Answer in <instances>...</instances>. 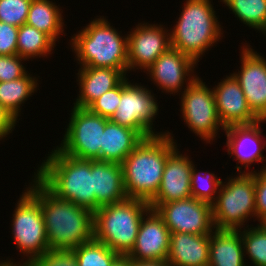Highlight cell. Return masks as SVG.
<instances>
[{
    "label": "cell",
    "mask_w": 266,
    "mask_h": 266,
    "mask_svg": "<svg viewBox=\"0 0 266 266\" xmlns=\"http://www.w3.org/2000/svg\"><path fill=\"white\" fill-rule=\"evenodd\" d=\"M27 61L19 55H0V82L17 80L25 76L28 71L23 64Z\"/></svg>",
    "instance_id": "e575fe53"
},
{
    "label": "cell",
    "mask_w": 266,
    "mask_h": 266,
    "mask_svg": "<svg viewBox=\"0 0 266 266\" xmlns=\"http://www.w3.org/2000/svg\"><path fill=\"white\" fill-rule=\"evenodd\" d=\"M170 244V230L162 217L150 209L142 218L136 242L127 255L134 261H166Z\"/></svg>",
    "instance_id": "e0dca14e"
},
{
    "label": "cell",
    "mask_w": 266,
    "mask_h": 266,
    "mask_svg": "<svg viewBox=\"0 0 266 266\" xmlns=\"http://www.w3.org/2000/svg\"><path fill=\"white\" fill-rule=\"evenodd\" d=\"M261 123H266V120H260L252 125H232L225 128L223 131L226 135V150L227 154L231 155L233 161H237L236 173L245 172L252 163L266 162V156H263L266 141L262 136ZM263 140V141H262ZM245 170L242 171L241 165ZM239 165V166H238Z\"/></svg>",
    "instance_id": "2e32d148"
},
{
    "label": "cell",
    "mask_w": 266,
    "mask_h": 266,
    "mask_svg": "<svg viewBox=\"0 0 266 266\" xmlns=\"http://www.w3.org/2000/svg\"><path fill=\"white\" fill-rule=\"evenodd\" d=\"M28 266H78L73 250L49 249Z\"/></svg>",
    "instance_id": "d6a6232c"
},
{
    "label": "cell",
    "mask_w": 266,
    "mask_h": 266,
    "mask_svg": "<svg viewBox=\"0 0 266 266\" xmlns=\"http://www.w3.org/2000/svg\"><path fill=\"white\" fill-rule=\"evenodd\" d=\"M260 171H262L266 175V164H263Z\"/></svg>",
    "instance_id": "b9f144b4"
},
{
    "label": "cell",
    "mask_w": 266,
    "mask_h": 266,
    "mask_svg": "<svg viewBox=\"0 0 266 266\" xmlns=\"http://www.w3.org/2000/svg\"><path fill=\"white\" fill-rule=\"evenodd\" d=\"M48 153L34 176L56 197L94 213L93 160L74 158L57 148Z\"/></svg>",
    "instance_id": "6da1fadb"
},
{
    "label": "cell",
    "mask_w": 266,
    "mask_h": 266,
    "mask_svg": "<svg viewBox=\"0 0 266 266\" xmlns=\"http://www.w3.org/2000/svg\"><path fill=\"white\" fill-rule=\"evenodd\" d=\"M150 209L149 202L133 198L100 207L94 212V238L120 256H127Z\"/></svg>",
    "instance_id": "52a82bcc"
},
{
    "label": "cell",
    "mask_w": 266,
    "mask_h": 266,
    "mask_svg": "<svg viewBox=\"0 0 266 266\" xmlns=\"http://www.w3.org/2000/svg\"><path fill=\"white\" fill-rule=\"evenodd\" d=\"M255 172V209L256 220H260L266 215V175L257 170H248L247 172Z\"/></svg>",
    "instance_id": "8d00e7d4"
},
{
    "label": "cell",
    "mask_w": 266,
    "mask_h": 266,
    "mask_svg": "<svg viewBox=\"0 0 266 266\" xmlns=\"http://www.w3.org/2000/svg\"><path fill=\"white\" fill-rule=\"evenodd\" d=\"M239 21L255 30L266 23V0H221Z\"/></svg>",
    "instance_id": "83f0119b"
},
{
    "label": "cell",
    "mask_w": 266,
    "mask_h": 266,
    "mask_svg": "<svg viewBox=\"0 0 266 266\" xmlns=\"http://www.w3.org/2000/svg\"><path fill=\"white\" fill-rule=\"evenodd\" d=\"M143 139L136 130L109 119L103 132L101 154L96 160L122 164Z\"/></svg>",
    "instance_id": "603a6c76"
},
{
    "label": "cell",
    "mask_w": 266,
    "mask_h": 266,
    "mask_svg": "<svg viewBox=\"0 0 266 266\" xmlns=\"http://www.w3.org/2000/svg\"><path fill=\"white\" fill-rule=\"evenodd\" d=\"M31 181L15 204L11 220L12 238L19 254H23L26 260L15 262L12 258H7L0 261V266H28L35 258L49 250L46 227L39 204V180L34 176Z\"/></svg>",
    "instance_id": "8992f818"
},
{
    "label": "cell",
    "mask_w": 266,
    "mask_h": 266,
    "mask_svg": "<svg viewBox=\"0 0 266 266\" xmlns=\"http://www.w3.org/2000/svg\"><path fill=\"white\" fill-rule=\"evenodd\" d=\"M71 108L63 139L56 148L74 158L96 160L101 154L103 132L109 118L94 114L88 108Z\"/></svg>",
    "instance_id": "8fae6325"
},
{
    "label": "cell",
    "mask_w": 266,
    "mask_h": 266,
    "mask_svg": "<svg viewBox=\"0 0 266 266\" xmlns=\"http://www.w3.org/2000/svg\"><path fill=\"white\" fill-rule=\"evenodd\" d=\"M50 0H32L26 24L47 34L55 43L60 35H65L63 10Z\"/></svg>",
    "instance_id": "d4e9b609"
},
{
    "label": "cell",
    "mask_w": 266,
    "mask_h": 266,
    "mask_svg": "<svg viewBox=\"0 0 266 266\" xmlns=\"http://www.w3.org/2000/svg\"><path fill=\"white\" fill-rule=\"evenodd\" d=\"M128 70L103 67H80L77 73L79 94L73 103L78 108H88L105 92L117 87L126 77Z\"/></svg>",
    "instance_id": "ffe728a7"
},
{
    "label": "cell",
    "mask_w": 266,
    "mask_h": 266,
    "mask_svg": "<svg viewBox=\"0 0 266 266\" xmlns=\"http://www.w3.org/2000/svg\"><path fill=\"white\" fill-rule=\"evenodd\" d=\"M264 36H266V23L265 26L260 30Z\"/></svg>",
    "instance_id": "7bdbcfd3"
},
{
    "label": "cell",
    "mask_w": 266,
    "mask_h": 266,
    "mask_svg": "<svg viewBox=\"0 0 266 266\" xmlns=\"http://www.w3.org/2000/svg\"><path fill=\"white\" fill-rule=\"evenodd\" d=\"M244 256L241 229L210 234L209 266H248Z\"/></svg>",
    "instance_id": "cb8c5ba5"
},
{
    "label": "cell",
    "mask_w": 266,
    "mask_h": 266,
    "mask_svg": "<svg viewBox=\"0 0 266 266\" xmlns=\"http://www.w3.org/2000/svg\"><path fill=\"white\" fill-rule=\"evenodd\" d=\"M121 99V83L110 91L105 92L98 99H96L88 109L100 116L111 118L116 112Z\"/></svg>",
    "instance_id": "836d02e7"
},
{
    "label": "cell",
    "mask_w": 266,
    "mask_h": 266,
    "mask_svg": "<svg viewBox=\"0 0 266 266\" xmlns=\"http://www.w3.org/2000/svg\"><path fill=\"white\" fill-rule=\"evenodd\" d=\"M93 191L96 210L126 200L123 168L121 164L93 160Z\"/></svg>",
    "instance_id": "7402d4cb"
},
{
    "label": "cell",
    "mask_w": 266,
    "mask_h": 266,
    "mask_svg": "<svg viewBox=\"0 0 266 266\" xmlns=\"http://www.w3.org/2000/svg\"><path fill=\"white\" fill-rule=\"evenodd\" d=\"M171 132L143 139L122 162L128 198L149 202L160 187L168 157L178 148Z\"/></svg>",
    "instance_id": "7a4b0ae2"
},
{
    "label": "cell",
    "mask_w": 266,
    "mask_h": 266,
    "mask_svg": "<svg viewBox=\"0 0 266 266\" xmlns=\"http://www.w3.org/2000/svg\"><path fill=\"white\" fill-rule=\"evenodd\" d=\"M246 226L241 229V237L244 255L251 261L248 266H266V230L258 224Z\"/></svg>",
    "instance_id": "f546056e"
},
{
    "label": "cell",
    "mask_w": 266,
    "mask_h": 266,
    "mask_svg": "<svg viewBox=\"0 0 266 266\" xmlns=\"http://www.w3.org/2000/svg\"><path fill=\"white\" fill-rule=\"evenodd\" d=\"M32 0H0V22L17 27L26 24Z\"/></svg>",
    "instance_id": "1f68e13d"
},
{
    "label": "cell",
    "mask_w": 266,
    "mask_h": 266,
    "mask_svg": "<svg viewBox=\"0 0 266 266\" xmlns=\"http://www.w3.org/2000/svg\"><path fill=\"white\" fill-rule=\"evenodd\" d=\"M213 88L216 110L226 128L232 125H252L260 119L251 111L239 82L230 74Z\"/></svg>",
    "instance_id": "ac0fdd59"
},
{
    "label": "cell",
    "mask_w": 266,
    "mask_h": 266,
    "mask_svg": "<svg viewBox=\"0 0 266 266\" xmlns=\"http://www.w3.org/2000/svg\"><path fill=\"white\" fill-rule=\"evenodd\" d=\"M162 217L170 233L210 235L216 228L212 205L193 197L163 204H149Z\"/></svg>",
    "instance_id": "7c38bea8"
},
{
    "label": "cell",
    "mask_w": 266,
    "mask_h": 266,
    "mask_svg": "<svg viewBox=\"0 0 266 266\" xmlns=\"http://www.w3.org/2000/svg\"><path fill=\"white\" fill-rule=\"evenodd\" d=\"M112 266H130V258L127 256H120Z\"/></svg>",
    "instance_id": "ab89813d"
},
{
    "label": "cell",
    "mask_w": 266,
    "mask_h": 266,
    "mask_svg": "<svg viewBox=\"0 0 266 266\" xmlns=\"http://www.w3.org/2000/svg\"><path fill=\"white\" fill-rule=\"evenodd\" d=\"M210 235L170 233L167 262L171 266L209 264Z\"/></svg>",
    "instance_id": "44dd1931"
},
{
    "label": "cell",
    "mask_w": 266,
    "mask_h": 266,
    "mask_svg": "<svg viewBox=\"0 0 266 266\" xmlns=\"http://www.w3.org/2000/svg\"><path fill=\"white\" fill-rule=\"evenodd\" d=\"M55 46L56 43L47 34L33 26L23 24L18 29L17 55L27 61L47 57L53 53Z\"/></svg>",
    "instance_id": "4316f807"
},
{
    "label": "cell",
    "mask_w": 266,
    "mask_h": 266,
    "mask_svg": "<svg viewBox=\"0 0 266 266\" xmlns=\"http://www.w3.org/2000/svg\"><path fill=\"white\" fill-rule=\"evenodd\" d=\"M211 1L186 0L175 27L170 28L171 48L189 56L197 64L223 37V26Z\"/></svg>",
    "instance_id": "5b68a950"
},
{
    "label": "cell",
    "mask_w": 266,
    "mask_h": 266,
    "mask_svg": "<svg viewBox=\"0 0 266 266\" xmlns=\"http://www.w3.org/2000/svg\"><path fill=\"white\" fill-rule=\"evenodd\" d=\"M72 250L77 257L78 266H112L120 257L118 253L95 238Z\"/></svg>",
    "instance_id": "f1b7e54d"
},
{
    "label": "cell",
    "mask_w": 266,
    "mask_h": 266,
    "mask_svg": "<svg viewBox=\"0 0 266 266\" xmlns=\"http://www.w3.org/2000/svg\"><path fill=\"white\" fill-rule=\"evenodd\" d=\"M197 65L192 58L170 47L144 73L147 76L149 74V79L157 89L162 90V93L175 95L178 92L182 93V90L198 77L194 74Z\"/></svg>",
    "instance_id": "5bb4252c"
},
{
    "label": "cell",
    "mask_w": 266,
    "mask_h": 266,
    "mask_svg": "<svg viewBox=\"0 0 266 266\" xmlns=\"http://www.w3.org/2000/svg\"><path fill=\"white\" fill-rule=\"evenodd\" d=\"M19 27L0 22V55H16Z\"/></svg>",
    "instance_id": "d590c367"
},
{
    "label": "cell",
    "mask_w": 266,
    "mask_h": 266,
    "mask_svg": "<svg viewBox=\"0 0 266 266\" xmlns=\"http://www.w3.org/2000/svg\"><path fill=\"white\" fill-rule=\"evenodd\" d=\"M241 68L231 73L239 82L251 111L266 120V59L244 43L240 54Z\"/></svg>",
    "instance_id": "9a60e30c"
},
{
    "label": "cell",
    "mask_w": 266,
    "mask_h": 266,
    "mask_svg": "<svg viewBox=\"0 0 266 266\" xmlns=\"http://www.w3.org/2000/svg\"><path fill=\"white\" fill-rule=\"evenodd\" d=\"M16 121L1 105H0V141L8 137L15 130ZM5 137V138H4Z\"/></svg>",
    "instance_id": "74e56055"
},
{
    "label": "cell",
    "mask_w": 266,
    "mask_h": 266,
    "mask_svg": "<svg viewBox=\"0 0 266 266\" xmlns=\"http://www.w3.org/2000/svg\"><path fill=\"white\" fill-rule=\"evenodd\" d=\"M39 204L49 249L72 250L94 238V213L56 197L40 181Z\"/></svg>",
    "instance_id": "3957f363"
},
{
    "label": "cell",
    "mask_w": 266,
    "mask_h": 266,
    "mask_svg": "<svg viewBox=\"0 0 266 266\" xmlns=\"http://www.w3.org/2000/svg\"><path fill=\"white\" fill-rule=\"evenodd\" d=\"M130 266H171L167 261H134L130 259Z\"/></svg>",
    "instance_id": "f35d334b"
},
{
    "label": "cell",
    "mask_w": 266,
    "mask_h": 266,
    "mask_svg": "<svg viewBox=\"0 0 266 266\" xmlns=\"http://www.w3.org/2000/svg\"><path fill=\"white\" fill-rule=\"evenodd\" d=\"M212 213L218 230H240L250 218L256 221L255 172H239L222 181Z\"/></svg>",
    "instance_id": "ba28073f"
},
{
    "label": "cell",
    "mask_w": 266,
    "mask_h": 266,
    "mask_svg": "<svg viewBox=\"0 0 266 266\" xmlns=\"http://www.w3.org/2000/svg\"><path fill=\"white\" fill-rule=\"evenodd\" d=\"M162 26L141 22L127 33L128 72L139 69L146 71L171 47L170 30Z\"/></svg>",
    "instance_id": "4fadbf2b"
},
{
    "label": "cell",
    "mask_w": 266,
    "mask_h": 266,
    "mask_svg": "<svg viewBox=\"0 0 266 266\" xmlns=\"http://www.w3.org/2000/svg\"><path fill=\"white\" fill-rule=\"evenodd\" d=\"M144 84L131 83L126 77L121 82V99L110 120L136 130L144 139L167 135L169 131L157 132L153 127L159 112L157 98Z\"/></svg>",
    "instance_id": "9c48e42d"
},
{
    "label": "cell",
    "mask_w": 266,
    "mask_h": 266,
    "mask_svg": "<svg viewBox=\"0 0 266 266\" xmlns=\"http://www.w3.org/2000/svg\"><path fill=\"white\" fill-rule=\"evenodd\" d=\"M258 222V225H260L264 230H266V215H264Z\"/></svg>",
    "instance_id": "60d3db41"
},
{
    "label": "cell",
    "mask_w": 266,
    "mask_h": 266,
    "mask_svg": "<svg viewBox=\"0 0 266 266\" xmlns=\"http://www.w3.org/2000/svg\"><path fill=\"white\" fill-rule=\"evenodd\" d=\"M179 98L184 124L201 140L212 144L219 130H225L217 114L213 88L198 76Z\"/></svg>",
    "instance_id": "30bf717a"
},
{
    "label": "cell",
    "mask_w": 266,
    "mask_h": 266,
    "mask_svg": "<svg viewBox=\"0 0 266 266\" xmlns=\"http://www.w3.org/2000/svg\"><path fill=\"white\" fill-rule=\"evenodd\" d=\"M177 148L167 159L160 187L149 204H163L191 198L192 162Z\"/></svg>",
    "instance_id": "d6986e66"
},
{
    "label": "cell",
    "mask_w": 266,
    "mask_h": 266,
    "mask_svg": "<svg viewBox=\"0 0 266 266\" xmlns=\"http://www.w3.org/2000/svg\"><path fill=\"white\" fill-rule=\"evenodd\" d=\"M96 17L71 37L78 65L128 70L127 34L122 36L106 17Z\"/></svg>",
    "instance_id": "277c9868"
},
{
    "label": "cell",
    "mask_w": 266,
    "mask_h": 266,
    "mask_svg": "<svg viewBox=\"0 0 266 266\" xmlns=\"http://www.w3.org/2000/svg\"><path fill=\"white\" fill-rule=\"evenodd\" d=\"M38 78L27 73L25 76L7 82H0V105L17 121L23 103L37 92Z\"/></svg>",
    "instance_id": "484cf974"
},
{
    "label": "cell",
    "mask_w": 266,
    "mask_h": 266,
    "mask_svg": "<svg viewBox=\"0 0 266 266\" xmlns=\"http://www.w3.org/2000/svg\"><path fill=\"white\" fill-rule=\"evenodd\" d=\"M190 183L191 196L212 205L216 200L222 180L214 173L198 171L194 162H192Z\"/></svg>",
    "instance_id": "4dcf8cb0"
}]
</instances>
